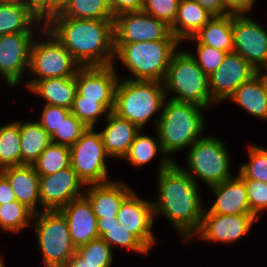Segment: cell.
Wrapping results in <instances>:
<instances>
[{
    "instance_id": "obj_1",
    "label": "cell",
    "mask_w": 267,
    "mask_h": 267,
    "mask_svg": "<svg viewBox=\"0 0 267 267\" xmlns=\"http://www.w3.org/2000/svg\"><path fill=\"white\" fill-rule=\"evenodd\" d=\"M158 170L159 199L153 202L154 216L162 213L180 233L183 241L190 240L201 224L205 207L201 203L199 183L171 157H161Z\"/></svg>"
},
{
    "instance_id": "obj_48",
    "label": "cell",
    "mask_w": 267,
    "mask_h": 267,
    "mask_svg": "<svg viewBox=\"0 0 267 267\" xmlns=\"http://www.w3.org/2000/svg\"><path fill=\"white\" fill-rule=\"evenodd\" d=\"M198 2L213 17L228 15L224 10L222 0H194Z\"/></svg>"
},
{
    "instance_id": "obj_10",
    "label": "cell",
    "mask_w": 267,
    "mask_h": 267,
    "mask_svg": "<svg viewBox=\"0 0 267 267\" xmlns=\"http://www.w3.org/2000/svg\"><path fill=\"white\" fill-rule=\"evenodd\" d=\"M109 157L100 132H94V127H88L76 143L70 147V166L85 185L106 183Z\"/></svg>"
},
{
    "instance_id": "obj_7",
    "label": "cell",
    "mask_w": 267,
    "mask_h": 267,
    "mask_svg": "<svg viewBox=\"0 0 267 267\" xmlns=\"http://www.w3.org/2000/svg\"><path fill=\"white\" fill-rule=\"evenodd\" d=\"M34 229L45 267H65L76 252L67 221L59 210L34 214Z\"/></svg>"
},
{
    "instance_id": "obj_13",
    "label": "cell",
    "mask_w": 267,
    "mask_h": 267,
    "mask_svg": "<svg viewBox=\"0 0 267 267\" xmlns=\"http://www.w3.org/2000/svg\"><path fill=\"white\" fill-rule=\"evenodd\" d=\"M106 66H81L75 76L77 92L83 99L96 100L110 112L115 106V91L119 81L116 68Z\"/></svg>"
},
{
    "instance_id": "obj_11",
    "label": "cell",
    "mask_w": 267,
    "mask_h": 267,
    "mask_svg": "<svg viewBox=\"0 0 267 267\" xmlns=\"http://www.w3.org/2000/svg\"><path fill=\"white\" fill-rule=\"evenodd\" d=\"M114 44L179 41L164 21L144 11L125 12L113 19Z\"/></svg>"
},
{
    "instance_id": "obj_49",
    "label": "cell",
    "mask_w": 267,
    "mask_h": 267,
    "mask_svg": "<svg viewBox=\"0 0 267 267\" xmlns=\"http://www.w3.org/2000/svg\"><path fill=\"white\" fill-rule=\"evenodd\" d=\"M69 0H49V19L59 13Z\"/></svg>"
},
{
    "instance_id": "obj_3",
    "label": "cell",
    "mask_w": 267,
    "mask_h": 267,
    "mask_svg": "<svg viewBox=\"0 0 267 267\" xmlns=\"http://www.w3.org/2000/svg\"><path fill=\"white\" fill-rule=\"evenodd\" d=\"M202 109L204 107L190 102L164 101L162 113L154 122L164 156L191 147L202 137L205 127Z\"/></svg>"
},
{
    "instance_id": "obj_22",
    "label": "cell",
    "mask_w": 267,
    "mask_h": 267,
    "mask_svg": "<svg viewBox=\"0 0 267 267\" xmlns=\"http://www.w3.org/2000/svg\"><path fill=\"white\" fill-rule=\"evenodd\" d=\"M106 120L107 125L100 132L105 151L111 158L119 157L124 159L141 129L113 111L106 115Z\"/></svg>"
},
{
    "instance_id": "obj_9",
    "label": "cell",
    "mask_w": 267,
    "mask_h": 267,
    "mask_svg": "<svg viewBox=\"0 0 267 267\" xmlns=\"http://www.w3.org/2000/svg\"><path fill=\"white\" fill-rule=\"evenodd\" d=\"M40 33L48 37L45 41L33 40L30 49L29 69L36 79L76 76L81 65L71 53L45 27Z\"/></svg>"
},
{
    "instance_id": "obj_29",
    "label": "cell",
    "mask_w": 267,
    "mask_h": 267,
    "mask_svg": "<svg viewBox=\"0 0 267 267\" xmlns=\"http://www.w3.org/2000/svg\"><path fill=\"white\" fill-rule=\"evenodd\" d=\"M19 132L21 136L22 165H32L51 143L50 135L35 120L23 123L19 121Z\"/></svg>"
},
{
    "instance_id": "obj_52",
    "label": "cell",
    "mask_w": 267,
    "mask_h": 267,
    "mask_svg": "<svg viewBox=\"0 0 267 267\" xmlns=\"http://www.w3.org/2000/svg\"><path fill=\"white\" fill-rule=\"evenodd\" d=\"M0 267H5L2 256L0 255Z\"/></svg>"
},
{
    "instance_id": "obj_12",
    "label": "cell",
    "mask_w": 267,
    "mask_h": 267,
    "mask_svg": "<svg viewBox=\"0 0 267 267\" xmlns=\"http://www.w3.org/2000/svg\"><path fill=\"white\" fill-rule=\"evenodd\" d=\"M233 52L259 72L267 64V31L244 15H233Z\"/></svg>"
},
{
    "instance_id": "obj_19",
    "label": "cell",
    "mask_w": 267,
    "mask_h": 267,
    "mask_svg": "<svg viewBox=\"0 0 267 267\" xmlns=\"http://www.w3.org/2000/svg\"><path fill=\"white\" fill-rule=\"evenodd\" d=\"M59 211L67 221L70 237L76 248L99 238L97 218L84 195L73 199Z\"/></svg>"
},
{
    "instance_id": "obj_18",
    "label": "cell",
    "mask_w": 267,
    "mask_h": 267,
    "mask_svg": "<svg viewBox=\"0 0 267 267\" xmlns=\"http://www.w3.org/2000/svg\"><path fill=\"white\" fill-rule=\"evenodd\" d=\"M153 203L143 200L133 191L121 204L116 219L134 234L149 250L156 242Z\"/></svg>"
},
{
    "instance_id": "obj_20",
    "label": "cell",
    "mask_w": 267,
    "mask_h": 267,
    "mask_svg": "<svg viewBox=\"0 0 267 267\" xmlns=\"http://www.w3.org/2000/svg\"><path fill=\"white\" fill-rule=\"evenodd\" d=\"M127 184L120 181L89 184L84 196L89 200L96 218H116L122 202L132 193Z\"/></svg>"
},
{
    "instance_id": "obj_51",
    "label": "cell",
    "mask_w": 267,
    "mask_h": 267,
    "mask_svg": "<svg viewBox=\"0 0 267 267\" xmlns=\"http://www.w3.org/2000/svg\"><path fill=\"white\" fill-rule=\"evenodd\" d=\"M262 71L265 73L262 74ZM259 73L263 77L265 83L267 84V64L259 71Z\"/></svg>"
},
{
    "instance_id": "obj_28",
    "label": "cell",
    "mask_w": 267,
    "mask_h": 267,
    "mask_svg": "<svg viewBox=\"0 0 267 267\" xmlns=\"http://www.w3.org/2000/svg\"><path fill=\"white\" fill-rule=\"evenodd\" d=\"M194 37L203 45L233 52V14L213 17Z\"/></svg>"
},
{
    "instance_id": "obj_32",
    "label": "cell",
    "mask_w": 267,
    "mask_h": 267,
    "mask_svg": "<svg viewBox=\"0 0 267 267\" xmlns=\"http://www.w3.org/2000/svg\"><path fill=\"white\" fill-rule=\"evenodd\" d=\"M59 13L74 19H114L106 0H69Z\"/></svg>"
},
{
    "instance_id": "obj_40",
    "label": "cell",
    "mask_w": 267,
    "mask_h": 267,
    "mask_svg": "<svg viewBox=\"0 0 267 267\" xmlns=\"http://www.w3.org/2000/svg\"><path fill=\"white\" fill-rule=\"evenodd\" d=\"M194 40L198 43L197 45V55L189 52L192 57L196 60L197 65L202 69V71L210 77L215 70L223 62V59L227 55V52L217 50L216 48L210 47L208 45L201 44L194 36L188 38V40Z\"/></svg>"
},
{
    "instance_id": "obj_33",
    "label": "cell",
    "mask_w": 267,
    "mask_h": 267,
    "mask_svg": "<svg viewBox=\"0 0 267 267\" xmlns=\"http://www.w3.org/2000/svg\"><path fill=\"white\" fill-rule=\"evenodd\" d=\"M32 165L39 176L65 169L70 166V147L51 142Z\"/></svg>"
},
{
    "instance_id": "obj_26",
    "label": "cell",
    "mask_w": 267,
    "mask_h": 267,
    "mask_svg": "<svg viewBox=\"0 0 267 267\" xmlns=\"http://www.w3.org/2000/svg\"><path fill=\"white\" fill-rule=\"evenodd\" d=\"M257 118L267 120V84L258 72L229 98Z\"/></svg>"
},
{
    "instance_id": "obj_34",
    "label": "cell",
    "mask_w": 267,
    "mask_h": 267,
    "mask_svg": "<svg viewBox=\"0 0 267 267\" xmlns=\"http://www.w3.org/2000/svg\"><path fill=\"white\" fill-rule=\"evenodd\" d=\"M160 151L164 154L158 135L157 140H155L151 136L139 132L124 158L125 160L127 159L132 166L142 167L153 160L157 152L161 153Z\"/></svg>"
},
{
    "instance_id": "obj_31",
    "label": "cell",
    "mask_w": 267,
    "mask_h": 267,
    "mask_svg": "<svg viewBox=\"0 0 267 267\" xmlns=\"http://www.w3.org/2000/svg\"><path fill=\"white\" fill-rule=\"evenodd\" d=\"M21 136L19 121L0 127V170L9 166H21Z\"/></svg>"
},
{
    "instance_id": "obj_30",
    "label": "cell",
    "mask_w": 267,
    "mask_h": 267,
    "mask_svg": "<svg viewBox=\"0 0 267 267\" xmlns=\"http://www.w3.org/2000/svg\"><path fill=\"white\" fill-rule=\"evenodd\" d=\"M96 224L99 237L107 242L111 248H113V245H118L137 253H149V249L124 225L119 224L116 218H97Z\"/></svg>"
},
{
    "instance_id": "obj_4",
    "label": "cell",
    "mask_w": 267,
    "mask_h": 267,
    "mask_svg": "<svg viewBox=\"0 0 267 267\" xmlns=\"http://www.w3.org/2000/svg\"><path fill=\"white\" fill-rule=\"evenodd\" d=\"M180 41L114 44L115 58L134 75L130 80L163 82Z\"/></svg>"
},
{
    "instance_id": "obj_15",
    "label": "cell",
    "mask_w": 267,
    "mask_h": 267,
    "mask_svg": "<svg viewBox=\"0 0 267 267\" xmlns=\"http://www.w3.org/2000/svg\"><path fill=\"white\" fill-rule=\"evenodd\" d=\"M258 72L241 55L227 53L223 62L209 77L211 98L215 103L229 99L237 88Z\"/></svg>"
},
{
    "instance_id": "obj_27",
    "label": "cell",
    "mask_w": 267,
    "mask_h": 267,
    "mask_svg": "<svg viewBox=\"0 0 267 267\" xmlns=\"http://www.w3.org/2000/svg\"><path fill=\"white\" fill-rule=\"evenodd\" d=\"M41 22L21 0L0 2V36L11 33H33L32 25H44Z\"/></svg>"
},
{
    "instance_id": "obj_37",
    "label": "cell",
    "mask_w": 267,
    "mask_h": 267,
    "mask_svg": "<svg viewBox=\"0 0 267 267\" xmlns=\"http://www.w3.org/2000/svg\"><path fill=\"white\" fill-rule=\"evenodd\" d=\"M249 163L239 169L241 179H253L267 183V148L250 145L248 147Z\"/></svg>"
},
{
    "instance_id": "obj_42",
    "label": "cell",
    "mask_w": 267,
    "mask_h": 267,
    "mask_svg": "<svg viewBox=\"0 0 267 267\" xmlns=\"http://www.w3.org/2000/svg\"><path fill=\"white\" fill-rule=\"evenodd\" d=\"M247 189L251 214L259 219L263 209H267V183L253 179H242Z\"/></svg>"
},
{
    "instance_id": "obj_23",
    "label": "cell",
    "mask_w": 267,
    "mask_h": 267,
    "mask_svg": "<svg viewBox=\"0 0 267 267\" xmlns=\"http://www.w3.org/2000/svg\"><path fill=\"white\" fill-rule=\"evenodd\" d=\"M8 179L16 195V200L37 214L41 205L39 175L33 165L9 166L0 170Z\"/></svg>"
},
{
    "instance_id": "obj_45",
    "label": "cell",
    "mask_w": 267,
    "mask_h": 267,
    "mask_svg": "<svg viewBox=\"0 0 267 267\" xmlns=\"http://www.w3.org/2000/svg\"><path fill=\"white\" fill-rule=\"evenodd\" d=\"M255 0H222L223 8L228 14H248L254 6Z\"/></svg>"
},
{
    "instance_id": "obj_6",
    "label": "cell",
    "mask_w": 267,
    "mask_h": 267,
    "mask_svg": "<svg viewBox=\"0 0 267 267\" xmlns=\"http://www.w3.org/2000/svg\"><path fill=\"white\" fill-rule=\"evenodd\" d=\"M163 84L165 92H174L172 100L190 102L204 108L215 103L211 98L209 77L186 50H178L174 54Z\"/></svg>"
},
{
    "instance_id": "obj_43",
    "label": "cell",
    "mask_w": 267,
    "mask_h": 267,
    "mask_svg": "<svg viewBox=\"0 0 267 267\" xmlns=\"http://www.w3.org/2000/svg\"><path fill=\"white\" fill-rule=\"evenodd\" d=\"M69 113L70 109L45 104L41 119L37 122L51 135Z\"/></svg>"
},
{
    "instance_id": "obj_2",
    "label": "cell",
    "mask_w": 267,
    "mask_h": 267,
    "mask_svg": "<svg viewBox=\"0 0 267 267\" xmlns=\"http://www.w3.org/2000/svg\"><path fill=\"white\" fill-rule=\"evenodd\" d=\"M44 27L81 66L113 65V19H74L57 13Z\"/></svg>"
},
{
    "instance_id": "obj_38",
    "label": "cell",
    "mask_w": 267,
    "mask_h": 267,
    "mask_svg": "<svg viewBox=\"0 0 267 267\" xmlns=\"http://www.w3.org/2000/svg\"><path fill=\"white\" fill-rule=\"evenodd\" d=\"M87 128L84 123L70 112L50 135V140L52 143L71 147Z\"/></svg>"
},
{
    "instance_id": "obj_39",
    "label": "cell",
    "mask_w": 267,
    "mask_h": 267,
    "mask_svg": "<svg viewBox=\"0 0 267 267\" xmlns=\"http://www.w3.org/2000/svg\"><path fill=\"white\" fill-rule=\"evenodd\" d=\"M70 112L87 127H94L99 116L110 113L102 103L96 100L83 99V96L78 92H76Z\"/></svg>"
},
{
    "instance_id": "obj_8",
    "label": "cell",
    "mask_w": 267,
    "mask_h": 267,
    "mask_svg": "<svg viewBox=\"0 0 267 267\" xmlns=\"http://www.w3.org/2000/svg\"><path fill=\"white\" fill-rule=\"evenodd\" d=\"M188 169L180 166L196 183L200 178L209 187L232 178L230 155L225 143L212 136L198 139L188 152Z\"/></svg>"
},
{
    "instance_id": "obj_14",
    "label": "cell",
    "mask_w": 267,
    "mask_h": 267,
    "mask_svg": "<svg viewBox=\"0 0 267 267\" xmlns=\"http://www.w3.org/2000/svg\"><path fill=\"white\" fill-rule=\"evenodd\" d=\"M84 182L71 167L54 174L39 176V190L42 211L61 210L70 201L82 195Z\"/></svg>"
},
{
    "instance_id": "obj_35",
    "label": "cell",
    "mask_w": 267,
    "mask_h": 267,
    "mask_svg": "<svg viewBox=\"0 0 267 267\" xmlns=\"http://www.w3.org/2000/svg\"><path fill=\"white\" fill-rule=\"evenodd\" d=\"M33 217L34 213L17 200L0 205V229L3 231L20 232Z\"/></svg>"
},
{
    "instance_id": "obj_46",
    "label": "cell",
    "mask_w": 267,
    "mask_h": 267,
    "mask_svg": "<svg viewBox=\"0 0 267 267\" xmlns=\"http://www.w3.org/2000/svg\"><path fill=\"white\" fill-rule=\"evenodd\" d=\"M41 21L49 20V0H21Z\"/></svg>"
},
{
    "instance_id": "obj_24",
    "label": "cell",
    "mask_w": 267,
    "mask_h": 267,
    "mask_svg": "<svg viewBox=\"0 0 267 267\" xmlns=\"http://www.w3.org/2000/svg\"><path fill=\"white\" fill-rule=\"evenodd\" d=\"M30 92L45 99L46 104L71 109L77 92L74 77L30 80L26 84Z\"/></svg>"
},
{
    "instance_id": "obj_41",
    "label": "cell",
    "mask_w": 267,
    "mask_h": 267,
    "mask_svg": "<svg viewBox=\"0 0 267 267\" xmlns=\"http://www.w3.org/2000/svg\"><path fill=\"white\" fill-rule=\"evenodd\" d=\"M180 0H143L142 11L171 26L176 18Z\"/></svg>"
},
{
    "instance_id": "obj_17",
    "label": "cell",
    "mask_w": 267,
    "mask_h": 267,
    "mask_svg": "<svg viewBox=\"0 0 267 267\" xmlns=\"http://www.w3.org/2000/svg\"><path fill=\"white\" fill-rule=\"evenodd\" d=\"M33 33H11L0 36V74L10 86H16L29 69Z\"/></svg>"
},
{
    "instance_id": "obj_5",
    "label": "cell",
    "mask_w": 267,
    "mask_h": 267,
    "mask_svg": "<svg viewBox=\"0 0 267 267\" xmlns=\"http://www.w3.org/2000/svg\"><path fill=\"white\" fill-rule=\"evenodd\" d=\"M166 95L163 82L119 79L113 112L142 130L152 115L161 111Z\"/></svg>"
},
{
    "instance_id": "obj_36",
    "label": "cell",
    "mask_w": 267,
    "mask_h": 267,
    "mask_svg": "<svg viewBox=\"0 0 267 267\" xmlns=\"http://www.w3.org/2000/svg\"><path fill=\"white\" fill-rule=\"evenodd\" d=\"M112 250L109 244L99 237L76 248V253L92 267H110L113 260Z\"/></svg>"
},
{
    "instance_id": "obj_25",
    "label": "cell",
    "mask_w": 267,
    "mask_h": 267,
    "mask_svg": "<svg viewBox=\"0 0 267 267\" xmlns=\"http://www.w3.org/2000/svg\"><path fill=\"white\" fill-rule=\"evenodd\" d=\"M213 16L194 0H180L177 15L170 26L171 33L181 42L205 26Z\"/></svg>"
},
{
    "instance_id": "obj_21",
    "label": "cell",
    "mask_w": 267,
    "mask_h": 267,
    "mask_svg": "<svg viewBox=\"0 0 267 267\" xmlns=\"http://www.w3.org/2000/svg\"><path fill=\"white\" fill-rule=\"evenodd\" d=\"M216 201L207 209L215 214H251L244 181L237 176L210 187Z\"/></svg>"
},
{
    "instance_id": "obj_44",
    "label": "cell",
    "mask_w": 267,
    "mask_h": 267,
    "mask_svg": "<svg viewBox=\"0 0 267 267\" xmlns=\"http://www.w3.org/2000/svg\"><path fill=\"white\" fill-rule=\"evenodd\" d=\"M108 6L116 17L125 12L142 11L143 0H106Z\"/></svg>"
},
{
    "instance_id": "obj_47",
    "label": "cell",
    "mask_w": 267,
    "mask_h": 267,
    "mask_svg": "<svg viewBox=\"0 0 267 267\" xmlns=\"http://www.w3.org/2000/svg\"><path fill=\"white\" fill-rule=\"evenodd\" d=\"M16 201V195L8 179L0 172V205Z\"/></svg>"
},
{
    "instance_id": "obj_16",
    "label": "cell",
    "mask_w": 267,
    "mask_h": 267,
    "mask_svg": "<svg viewBox=\"0 0 267 267\" xmlns=\"http://www.w3.org/2000/svg\"><path fill=\"white\" fill-rule=\"evenodd\" d=\"M256 220L252 214H215L204 210L195 236L206 241L233 243L243 238Z\"/></svg>"
},
{
    "instance_id": "obj_53",
    "label": "cell",
    "mask_w": 267,
    "mask_h": 267,
    "mask_svg": "<svg viewBox=\"0 0 267 267\" xmlns=\"http://www.w3.org/2000/svg\"><path fill=\"white\" fill-rule=\"evenodd\" d=\"M11 1H14V0H0V2H11Z\"/></svg>"
},
{
    "instance_id": "obj_50",
    "label": "cell",
    "mask_w": 267,
    "mask_h": 267,
    "mask_svg": "<svg viewBox=\"0 0 267 267\" xmlns=\"http://www.w3.org/2000/svg\"><path fill=\"white\" fill-rule=\"evenodd\" d=\"M65 267H92L85 263V260L81 258L76 252L69 258Z\"/></svg>"
}]
</instances>
